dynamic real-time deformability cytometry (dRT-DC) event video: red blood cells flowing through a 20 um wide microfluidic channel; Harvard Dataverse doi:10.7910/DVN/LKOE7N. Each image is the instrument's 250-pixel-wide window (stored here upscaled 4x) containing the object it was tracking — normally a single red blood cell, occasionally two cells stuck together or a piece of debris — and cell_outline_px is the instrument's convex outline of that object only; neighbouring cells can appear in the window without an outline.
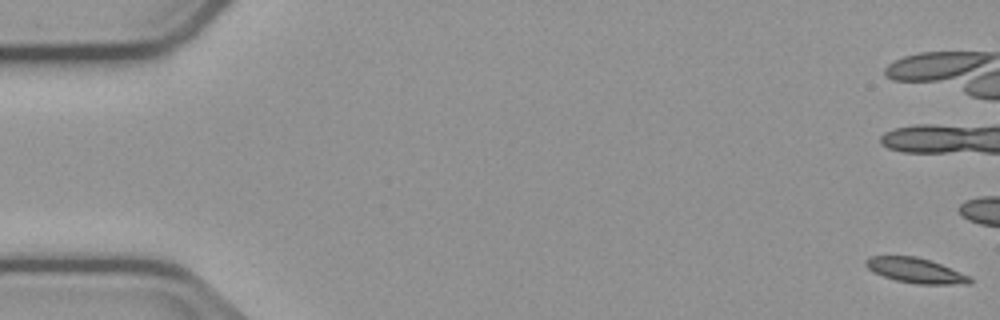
{"species": "common noctule bat (a hibernating species)", "species_latin": "Nyctalus noctula", "temperature_condition": "cold", "stored_images_in_passage": 25, "camera_frame_rate_fps": 3000, "um_per_image_px": 0.085, "animal": {"sex": "male", "body_mass_g": 23.1, "forearm_length_mm": 52.7}, "frame": {"image": 1, "passage_image": 1, "time_ms": 0.0, "image_size_px": [1000, 320], "cell_outline_px": [[972, 284], [916, 284], [896, 280], [884, 276], [868, 268], [864, 264], [864, 260], [868, 256], [916, 256], [940, 264], [972, 276]], "centroid_in_image_um": [77.86, 22.99], "position_along_channel_um": 7.1, "area_um2": 15.14}}